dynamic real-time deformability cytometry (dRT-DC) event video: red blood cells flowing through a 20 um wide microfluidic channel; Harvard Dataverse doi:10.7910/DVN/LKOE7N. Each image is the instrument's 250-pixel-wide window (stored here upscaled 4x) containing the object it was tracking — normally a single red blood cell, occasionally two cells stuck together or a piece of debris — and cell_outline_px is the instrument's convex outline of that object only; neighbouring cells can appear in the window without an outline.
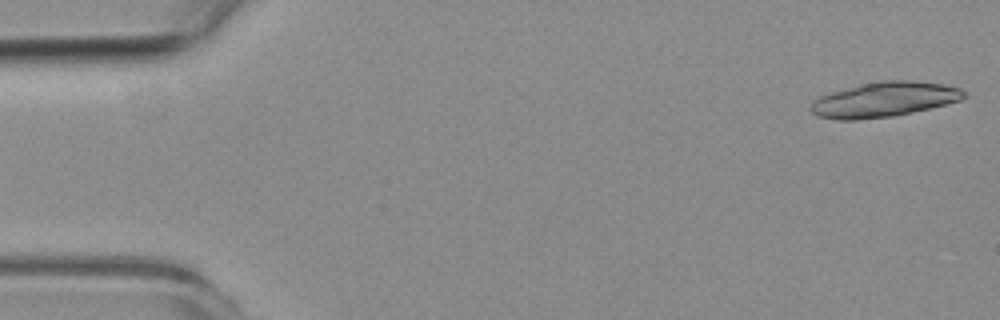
{"species": "common noctule bat (a hibernating species)", "species_latin": "Nyctalus noctula", "temperature_condition": "room temperature", "stored_images_in_passage": 4, "camera_frame_rate_fps": 3000, "um_per_image_px": 0.085, "animal": {"sex": "female", "body_mass_g": 19.3, "forearm_length_mm": 54.1}, "frame": {"image": 1, "passage_image": 1, "time_ms": 0.0, "image_size_px": [1000, 320], "cell_outline_px": [[964, 96], [960, 100], [912, 112], [892, 116], [856, 120], [836, 120], [820, 116], [812, 112], [808, 108], [820, 96], [828, 92], [860, 84], [880, 80], [912, 80], [944, 84], [960, 88], [964, 92]], "centroid_in_image_um": [75.11, 8.45], "position_along_channel_um": 9.9, "area_um2": 31.04}}